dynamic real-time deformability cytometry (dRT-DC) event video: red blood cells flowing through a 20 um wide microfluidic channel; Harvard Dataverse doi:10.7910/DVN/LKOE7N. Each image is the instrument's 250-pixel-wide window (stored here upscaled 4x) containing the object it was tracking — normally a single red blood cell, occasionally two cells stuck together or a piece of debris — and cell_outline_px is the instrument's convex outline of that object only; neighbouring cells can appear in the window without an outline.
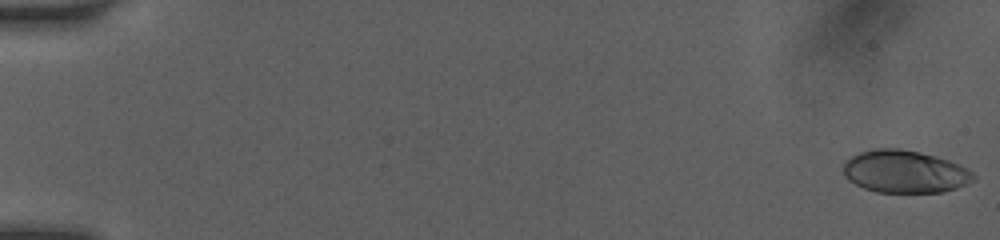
{"species": "human", "species_latin": "Homo sapiens", "temperature_condition": "room temperature", "stored_images_in_passage": 51, "camera_frame_rate_fps": 3000, "um_per_image_px": 0.085, "donor": {"sex": "female"}, "frame": {"image": 1, "passage_image": 1, "time_ms": 0.0, "image_size_px": [1000, 240], "cell_outline_px": [[976, 180], [956, 188], [940, 192], [876, 192], [864, 188], [848, 180], [844, 176], [844, 160], [860, 152], [876, 148], [900, 148], [920, 152], [936, 156], [948, 160], [968, 168], [976, 176]], "centroid_in_image_um": [76.91, 14.58], "position_along_channel_um": 8.1, "area_um2": 32.37}}
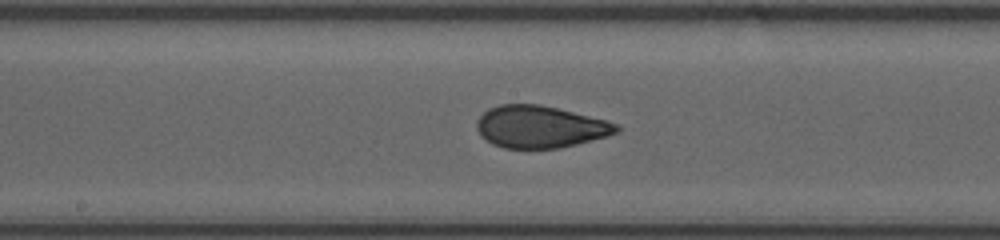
{"frame": {"image": 2, "passage_image": 28, "time_ms": 9.0, "image_size_px": [1000, 240], "cell_outline_px": [[620, 132], [608, 136], [560, 148], [504, 148], [492, 144], [480, 136], [476, 128], [476, 120], [488, 108], [500, 104], [540, 104], [604, 120], [616, 124], [620, 128]], "centroid_in_image_um": [45.86, 10.78], "position_along_channel_um": 202.3, "area_um2": 34.22}}
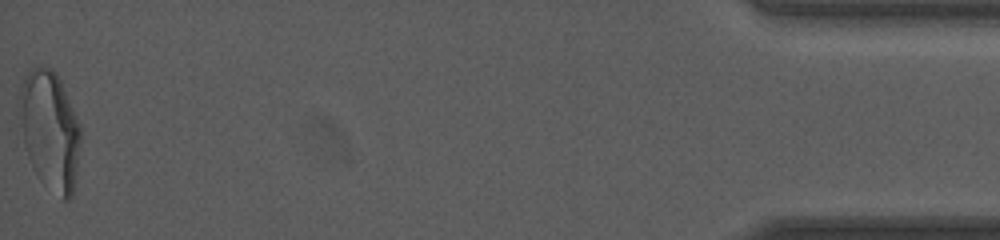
{"frame": {"image": 3, "passage_image": 51, "time_ms": 16.667, "image_size_px": [1000, 240], "cell_outline_px": [[80, 140], [72, 196], [68, 200], [64, 200], [32, 164], [28, 156], [24, 144], [20, 116], [20, 84], [28, 72], [32, 68], [40, 64], [52, 68], [56, 72], [60, 80], [80, 124]], "centroid_in_image_um": [4.24, 10.93], "position_along_channel_um": 431.0, "area_um2": 40.98}, "authors_computed_cell_mechanics": {"area_um2": 34.2176, "velocity_mm_per_s": 4.1359, "shape_relaxation_time_tau1_ms": 8.2693, "shape_relaxation_time_tau2_ms": 0.7659, "deformation_change_tau1": 0.2616, "deformation_change_tau2": 0.0576}}